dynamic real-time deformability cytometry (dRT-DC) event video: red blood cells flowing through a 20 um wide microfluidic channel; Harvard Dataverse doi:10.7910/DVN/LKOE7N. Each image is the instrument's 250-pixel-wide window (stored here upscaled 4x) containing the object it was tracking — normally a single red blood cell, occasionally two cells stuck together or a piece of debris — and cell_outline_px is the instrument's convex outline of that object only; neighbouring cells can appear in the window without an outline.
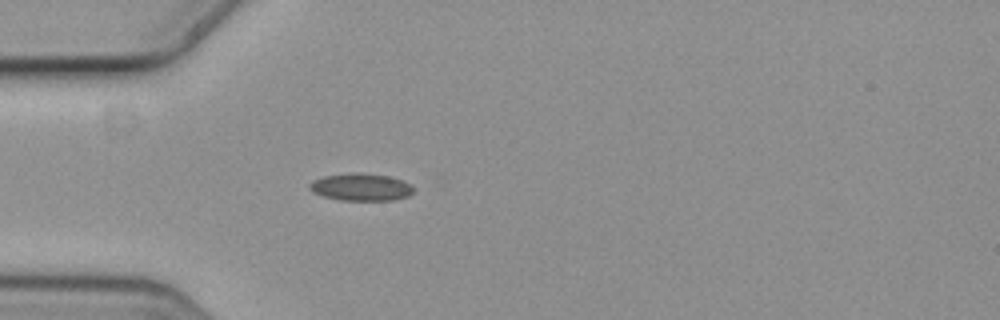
{"species": "common noctule bat (a hibernating species)", "species_latin": "Nyctalus noctula", "temperature_condition": "cold", "stored_images_in_passage": 4, "camera_frame_rate_fps": 3000, "um_per_image_px": 0.085, "animal": {"sex": "female", "body_mass_g": 19.3, "forearm_length_mm": 54.1}, "frame": {"image": 1, "passage_image": 4, "time_ms": 1.0, "image_size_px": [1000, 320], "cell_outline_px": [[412, 192], [408, 196], [392, 200], [340, 200], [324, 196], [312, 192], [308, 188], [308, 184], [312, 180], [324, 176], [388, 176], [412, 184]], "centroid_in_image_um": [30.66, 15.96], "position_along_channel_um": 54.3, "area_um2": 15.55}}